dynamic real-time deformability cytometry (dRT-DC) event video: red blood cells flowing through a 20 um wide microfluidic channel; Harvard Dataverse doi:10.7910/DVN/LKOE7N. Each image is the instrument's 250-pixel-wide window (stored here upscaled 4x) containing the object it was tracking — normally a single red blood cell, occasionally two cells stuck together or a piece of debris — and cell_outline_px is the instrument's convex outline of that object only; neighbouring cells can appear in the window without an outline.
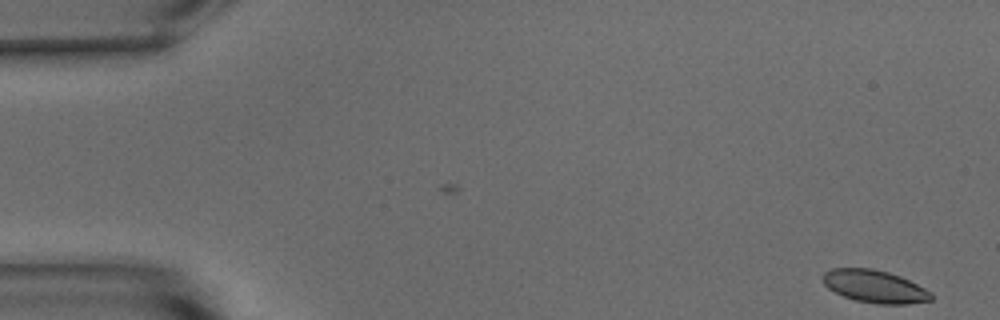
{"species": "common noctule bat (a hibernating species)", "species_latin": "Nyctalus noctula", "temperature_condition": "warm", "stored_images_in_passage": 6, "camera_frame_rate_fps": 3000, "um_per_image_px": 0.085, "animal": {"sex": "male", "body_mass_g": 15.6}, "frame": {"image": 1, "passage_image": 1, "time_ms": 0.0, "image_size_px": [1000, 320], "cell_outline_px": [[932, 300], [908, 304], [876, 304], [856, 300], [844, 296], [828, 288], [824, 284], [820, 276], [824, 272], [832, 268], [872, 268], [888, 272], [900, 276], [932, 292]], "centroid_in_image_um": [74.33, 24.34], "position_along_channel_um": 10.7, "area_um2": 20.63}}